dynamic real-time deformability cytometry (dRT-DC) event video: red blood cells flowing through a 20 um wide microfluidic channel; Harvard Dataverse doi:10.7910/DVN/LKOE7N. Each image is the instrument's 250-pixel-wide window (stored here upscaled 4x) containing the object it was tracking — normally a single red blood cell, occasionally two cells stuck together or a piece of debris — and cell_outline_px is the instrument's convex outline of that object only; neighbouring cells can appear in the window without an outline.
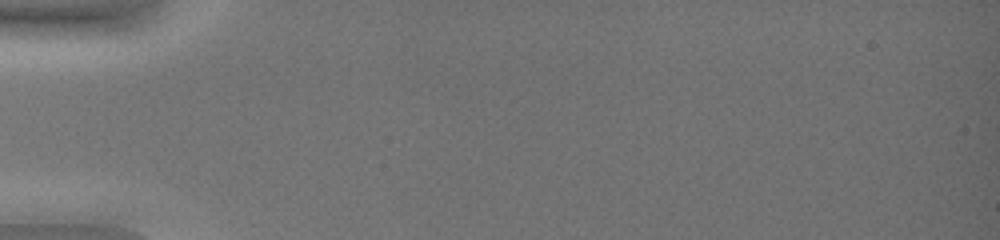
{"species": "common noctule bat (a hibernating species)", "species_latin": "Nyctalus noctula", "temperature_condition": "warm", "stored_images_in_passage": 1, "camera_frame_rate_fps": 3000, "um_per_image_px": 0.085, "animal": {"sex": "female", "body_mass_g": 19.0, "forearm_length_mm": 51.5}, "frame": {"image": 1, "passage_image": 1, "time_ms": 0.0, "image_size_px": [1000, 240], "cell_outline_px": [[712, 172], [708, 180], [688, 196], [656, 200], [640, 196], [636, 184], [660, 164], [692, 160], [696, 160]], "centroid_in_image_um": [57.26, 15.32], "position_along_channel_um": 27.7, "area_um2": 14.97}}